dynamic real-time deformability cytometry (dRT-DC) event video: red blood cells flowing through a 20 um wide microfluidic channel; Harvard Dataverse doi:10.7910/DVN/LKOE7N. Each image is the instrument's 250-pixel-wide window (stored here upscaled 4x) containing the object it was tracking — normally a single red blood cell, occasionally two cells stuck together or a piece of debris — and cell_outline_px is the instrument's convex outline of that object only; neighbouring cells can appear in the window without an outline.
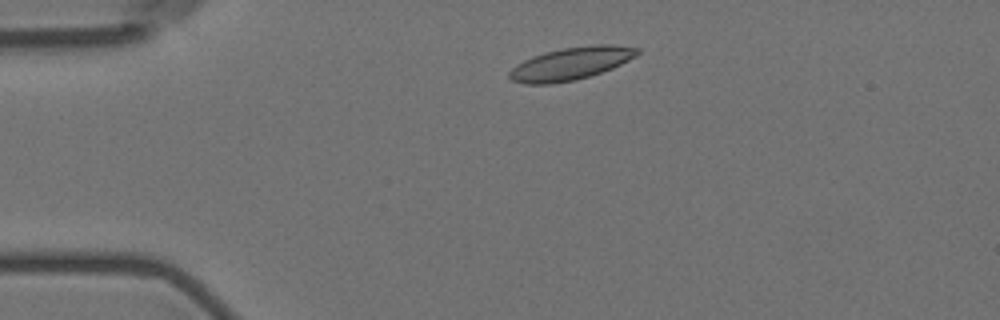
{"species": "Egyptian fruit bat (a non-hibernating species)", "species_latin": "Rousettus aegyptiacus", "temperature_condition": "room temperature", "stored_images_in_passage": 3, "camera_frame_rate_fps": 3000, "um_per_image_px": 0.085, "animal": {"sex": "female"}, "frame": {"image": 1, "passage_image": 2, "time_ms": 1.333, "image_size_px": [1000, 320], "cell_outline_px": [[640, 52], [636, 56], [612, 68], [576, 80], [552, 84], [524, 84], [512, 80], [508, 76], [508, 72], [512, 68], [524, 60], [532, 56], [544, 52], [564, 48], [592, 44], [612, 44], [640, 48]], "centroid_in_image_um": [48.52, 5.4], "position_along_channel_um": 36.5, "area_um2": 24.33}}